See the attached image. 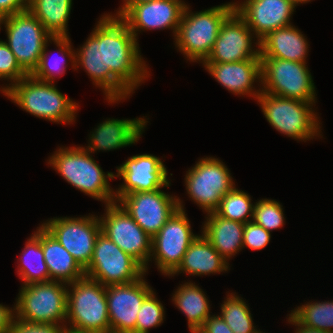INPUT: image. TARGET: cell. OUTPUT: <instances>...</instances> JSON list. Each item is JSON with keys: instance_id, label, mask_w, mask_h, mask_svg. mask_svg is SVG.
Instances as JSON below:
<instances>
[{"instance_id": "1", "label": "cell", "mask_w": 333, "mask_h": 333, "mask_svg": "<svg viewBox=\"0 0 333 333\" xmlns=\"http://www.w3.org/2000/svg\"><path fill=\"white\" fill-rule=\"evenodd\" d=\"M139 43L127 24L104 13L80 48L75 50V69L85 70L108 103L132 96L150 77Z\"/></svg>"}, {"instance_id": "2", "label": "cell", "mask_w": 333, "mask_h": 333, "mask_svg": "<svg viewBox=\"0 0 333 333\" xmlns=\"http://www.w3.org/2000/svg\"><path fill=\"white\" fill-rule=\"evenodd\" d=\"M48 158V166L74 188L105 205L115 202V189L109 183L115 173L104 172L83 146L57 147Z\"/></svg>"}, {"instance_id": "3", "label": "cell", "mask_w": 333, "mask_h": 333, "mask_svg": "<svg viewBox=\"0 0 333 333\" xmlns=\"http://www.w3.org/2000/svg\"><path fill=\"white\" fill-rule=\"evenodd\" d=\"M54 83L27 75L9 87L3 95L37 118L71 125L76 121L79 105L61 93Z\"/></svg>"}, {"instance_id": "4", "label": "cell", "mask_w": 333, "mask_h": 333, "mask_svg": "<svg viewBox=\"0 0 333 333\" xmlns=\"http://www.w3.org/2000/svg\"><path fill=\"white\" fill-rule=\"evenodd\" d=\"M235 11L234 2L192 12L185 6L178 31L174 39L177 50L189 62H203L215 44L220 28Z\"/></svg>"}, {"instance_id": "5", "label": "cell", "mask_w": 333, "mask_h": 333, "mask_svg": "<svg viewBox=\"0 0 333 333\" xmlns=\"http://www.w3.org/2000/svg\"><path fill=\"white\" fill-rule=\"evenodd\" d=\"M65 328L74 333H111L106 286L86 276L67 284Z\"/></svg>"}, {"instance_id": "6", "label": "cell", "mask_w": 333, "mask_h": 333, "mask_svg": "<svg viewBox=\"0 0 333 333\" xmlns=\"http://www.w3.org/2000/svg\"><path fill=\"white\" fill-rule=\"evenodd\" d=\"M256 101L267 122L281 134L302 142L323 138L320 117L314 110L316 103L284 98L263 91Z\"/></svg>"}, {"instance_id": "7", "label": "cell", "mask_w": 333, "mask_h": 333, "mask_svg": "<svg viewBox=\"0 0 333 333\" xmlns=\"http://www.w3.org/2000/svg\"><path fill=\"white\" fill-rule=\"evenodd\" d=\"M13 306L14 316L22 321L65 326L67 284L49 281L22 285Z\"/></svg>"}, {"instance_id": "8", "label": "cell", "mask_w": 333, "mask_h": 333, "mask_svg": "<svg viewBox=\"0 0 333 333\" xmlns=\"http://www.w3.org/2000/svg\"><path fill=\"white\" fill-rule=\"evenodd\" d=\"M261 89L268 94L317 102L316 87L307 63L261 58Z\"/></svg>"}, {"instance_id": "9", "label": "cell", "mask_w": 333, "mask_h": 333, "mask_svg": "<svg viewBox=\"0 0 333 333\" xmlns=\"http://www.w3.org/2000/svg\"><path fill=\"white\" fill-rule=\"evenodd\" d=\"M3 25L7 34L4 42L20 67L31 75L39 65L46 42L52 36L29 10L1 18L0 29Z\"/></svg>"}, {"instance_id": "10", "label": "cell", "mask_w": 333, "mask_h": 333, "mask_svg": "<svg viewBox=\"0 0 333 333\" xmlns=\"http://www.w3.org/2000/svg\"><path fill=\"white\" fill-rule=\"evenodd\" d=\"M186 172V194L207 214L215 212L222 197L235 186L227 166L212 156L198 159Z\"/></svg>"}, {"instance_id": "11", "label": "cell", "mask_w": 333, "mask_h": 333, "mask_svg": "<svg viewBox=\"0 0 333 333\" xmlns=\"http://www.w3.org/2000/svg\"><path fill=\"white\" fill-rule=\"evenodd\" d=\"M198 237L191 228L183 201L178 197V209L152 238L149 262H155L162 275L170 276L180 265L189 245Z\"/></svg>"}, {"instance_id": "12", "label": "cell", "mask_w": 333, "mask_h": 333, "mask_svg": "<svg viewBox=\"0 0 333 333\" xmlns=\"http://www.w3.org/2000/svg\"><path fill=\"white\" fill-rule=\"evenodd\" d=\"M145 274L144 268L102 232L94 246L93 257L85 276L104 286L129 284Z\"/></svg>"}, {"instance_id": "13", "label": "cell", "mask_w": 333, "mask_h": 333, "mask_svg": "<svg viewBox=\"0 0 333 333\" xmlns=\"http://www.w3.org/2000/svg\"><path fill=\"white\" fill-rule=\"evenodd\" d=\"M104 211V214L99 216L101 232L134 258L147 273L152 252V238L118 202L105 205Z\"/></svg>"}, {"instance_id": "14", "label": "cell", "mask_w": 333, "mask_h": 333, "mask_svg": "<svg viewBox=\"0 0 333 333\" xmlns=\"http://www.w3.org/2000/svg\"><path fill=\"white\" fill-rule=\"evenodd\" d=\"M85 269L92 260L95 241L101 232L99 217H53L41 224Z\"/></svg>"}, {"instance_id": "15", "label": "cell", "mask_w": 333, "mask_h": 333, "mask_svg": "<svg viewBox=\"0 0 333 333\" xmlns=\"http://www.w3.org/2000/svg\"><path fill=\"white\" fill-rule=\"evenodd\" d=\"M259 56V39L234 11L222 24L210 54L202 63L238 62L257 59Z\"/></svg>"}, {"instance_id": "16", "label": "cell", "mask_w": 333, "mask_h": 333, "mask_svg": "<svg viewBox=\"0 0 333 333\" xmlns=\"http://www.w3.org/2000/svg\"><path fill=\"white\" fill-rule=\"evenodd\" d=\"M116 169L114 177H120L123 182L115 190V202L130 193L155 191L171 185L163 161L153 154L133 155Z\"/></svg>"}, {"instance_id": "17", "label": "cell", "mask_w": 333, "mask_h": 333, "mask_svg": "<svg viewBox=\"0 0 333 333\" xmlns=\"http://www.w3.org/2000/svg\"><path fill=\"white\" fill-rule=\"evenodd\" d=\"M117 202L151 238L178 209V197L164 192L162 188L130 193Z\"/></svg>"}, {"instance_id": "18", "label": "cell", "mask_w": 333, "mask_h": 333, "mask_svg": "<svg viewBox=\"0 0 333 333\" xmlns=\"http://www.w3.org/2000/svg\"><path fill=\"white\" fill-rule=\"evenodd\" d=\"M146 273L129 284L106 286L111 333H136V319L144 299L153 291Z\"/></svg>"}, {"instance_id": "19", "label": "cell", "mask_w": 333, "mask_h": 333, "mask_svg": "<svg viewBox=\"0 0 333 333\" xmlns=\"http://www.w3.org/2000/svg\"><path fill=\"white\" fill-rule=\"evenodd\" d=\"M243 1L234 2L235 12L247 23L259 41L269 32L291 25L292 14L298 6L293 0Z\"/></svg>"}, {"instance_id": "20", "label": "cell", "mask_w": 333, "mask_h": 333, "mask_svg": "<svg viewBox=\"0 0 333 333\" xmlns=\"http://www.w3.org/2000/svg\"><path fill=\"white\" fill-rule=\"evenodd\" d=\"M185 5L178 0H153L133 6L121 19L138 41V32L171 29L175 38Z\"/></svg>"}, {"instance_id": "21", "label": "cell", "mask_w": 333, "mask_h": 333, "mask_svg": "<svg viewBox=\"0 0 333 333\" xmlns=\"http://www.w3.org/2000/svg\"><path fill=\"white\" fill-rule=\"evenodd\" d=\"M205 70L234 95L257 99L262 92L261 57L228 63H201ZM258 82L259 89H255Z\"/></svg>"}, {"instance_id": "22", "label": "cell", "mask_w": 333, "mask_h": 333, "mask_svg": "<svg viewBox=\"0 0 333 333\" xmlns=\"http://www.w3.org/2000/svg\"><path fill=\"white\" fill-rule=\"evenodd\" d=\"M148 118H108L99 123L89 134L88 145L83 147L91 154L97 151H113L136 144L147 126Z\"/></svg>"}, {"instance_id": "23", "label": "cell", "mask_w": 333, "mask_h": 333, "mask_svg": "<svg viewBox=\"0 0 333 333\" xmlns=\"http://www.w3.org/2000/svg\"><path fill=\"white\" fill-rule=\"evenodd\" d=\"M309 46L307 37L291 24L269 32L260 40V57L307 63Z\"/></svg>"}, {"instance_id": "24", "label": "cell", "mask_w": 333, "mask_h": 333, "mask_svg": "<svg viewBox=\"0 0 333 333\" xmlns=\"http://www.w3.org/2000/svg\"><path fill=\"white\" fill-rule=\"evenodd\" d=\"M227 262L201 234L189 245L178 268L169 276L174 277L181 273L190 276L220 274L230 270Z\"/></svg>"}, {"instance_id": "25", "label": "cell", "mask_w": 333, "mask_h": 333, "mask_svg": "<svg viewBox=\"0 0 333 333\" xmlns=\"http://www.w3.org/2000/svg\"><path fill=\"white\" fill-rule=\"evenodd\" d=\"M205 218L202 235L229 262L243 249L244 223L223 218L216 212L206 214Z\"/></svg>"}, {"instance_id": "26", "label": "cell", "mask_w": 333, "mask_h": 333, "mask_svg": "<svg viewBox=\"0 0 333 333\" xmlns=\"http://www.w3.org/2000/svg\"><path fill=\"white\" fill-rule=\"evenodd\" d=\"M41 245L50 281L71 284L85 276V269L42 225Z\"/></svg>"}, {"instance_id": "27", "label": "cell", "mask_w": 333, "mask_h": 333, "mask_svg": "<svg viewBox=\"0 0 333 333\" xmlns=\"http://www.w3.org/2000/svg\"><path fill=\"white\" fill-rule=\"evenodd\" d=\"M171 300L185 314L190 333L197 332L212 314L208 297L195 282H182L172 294Z\"/></svg>"}, {"instance_id": "28", "label": "cell", "mask_w": 333, "mask_h": 333, "mask_svg": "<svg viewBox=\"0 0 333 333\" xmlns=\"http://www.w3.org/2000/svg\"><path fill=\"white\" fill-rule=\"evenodd\" d=\"M20 258L17 259V275L23 281L22 285L50 281V274L44 260L41 245V224L36 231L27 238Z\"/></svg>"}, {"instance_id": "29", "label": "cell", "mask_w": 333, "mask_h": 333, "mask_svg": "<svg viewBox=\"0 0 333 333\" xmlns=\"http://www.w3.org/2000/svg\"><path fill=\"white\" fill-rule=\"evenodd\" d=\"M52 42L58 47L56 51L59 53V57L50 58L48 52L49 43ZM68 60L71 62L72 69L75 71V49L72 48L71 39L69 36H52L45 44L43 53L40 58L38 67L31 74L34 78L44 82H56L54 81L56 75L62 76L66 72L68 66Z\"/></svg>"}, {"instance_id": "30", "label": "cell", "mask_w": 333, "mask_h": 333, "mask_svg": "<svg viewBox=\"0 0 333 333\" xmlns=\"http://www.w3.org/2000/svg\"><path fill=\"white\" fill-rule=\"evenodd\" d=\"M73 0H30L28 10L51 36H69L68 20Z\"/></svg>"}, {"instance_id": "31", "label": "cell", "mask_w": 333, "mask_h": 333, "mask_svg": "<svg viewBox=\"0 0 333 333\" xmlns=\"http://www.w3.org/2000/svg\"><path fill=\"white\" fill-rule=\"evenodd\" d=\"M229 292L220 306V316L234 333H259L253 317L243 297ZM256 327V328H255Z\"/></svg>"}, {"instance_id": "32", "label": "cell", "mask_w": 333, "mask_h": 333, "mask_svg": "<svg viewBox=\"0 0 333 333\" xmlns=\"http://www.w3.org/2000/svg\"><path fill=\"white\" fill-rule=\"evenodd\" d=\"M290 314L306 327L333 332V300L307 302Z\"/></svg>"}, {"instance_id": "33", "label": "cell", "mask_w": 333, "mask_h": 333, "mask_svg": "<svg viewBox=\"0 0 333 333\" xmlns=\"http://www.w3.org/2000/svg\"><path fill=\"white\" fill-rule=\"evenodd\" d=\"M252 201L248 193L236 188L235 185L222 197L215 212L223 218L245 224L253 219L255 203H251Z\"/></svg>"}, {"instance_id": "34", "label": "cell", "mask_w": 333, "mask_h": 333, "mask_svg": "<svg viewBox=\"0 0 333 333\" xmlns=\"http://www.w3.org/2000/svg\"><path fill=\"white\" fill-rule=\"evenodd\" d=\"M283 205L279 201L262 198L255 202L252 221L272 232L285 225Z\"/></svg>"}, {"instance_id": "35", "label": "cell", "mask_w": 333, "mask_h": 333, "mask_svg": "<svg viewBox=\"0 0 333 333\" xmlns=\"http://www.w3.org/2000/svg\"><path fill=\"white\" fill-rule=\"evenodd\" d=\"M156 295L153 290L142 302L136 319V333H149L151 328L164 322L165 308Z\"/></svg>"}, {"instance_id": "36", "label": "cell", "mask_w": 333, "mask_h": 333, "mask_svg": "<svg viewBox=\"0 0 333 333\" xmlns=\"http://www.w3.org/2000/svg\"><path fill=\"white\" fill-rule=\"evenodd\" d=\"M28 74L20 67L16 61L15 55L8 45L0 39V80H7L10 83L1 86L2 94L12 85L19 82Z\"/></svg>"}, {"instance_id": "37", "label": "cell", "mask_w": 333, "mask_h": 333, "mask_svg": "<svg viewBox=\"0 0 333 333\" xmlns=\"http://www.w3.org/2000/svg\"><path fill=\"white\" fill-rule=\"evenodd\" d=\"M271 240V232L266 231L262 226L253 221L246 222L243 230V249L250 250L264 249Z\"/></svg>"}, {"instance_id": "38", "label": "cell", "mask_w": 333, "mask_h": 333, "mask_svg": "<svg viewBox=\"0 0 333 333\" xmlns=\"http://www.w3.org/2000/svg\"><path fill=\"white\" fill-rule=\"evenodd\" d=\"M65 330L64 325L29 323L14 316L11 320L8 333H63Z\"/></svg>"}, {"instance_id": "39", "label": "cell", "mask_w": 333, "mask_h": 333, "mask_svg": "<svg viewBox=\"0 0 333 333\" xmlns=\"http://www.w3.org/2000/svg\"><path fill=\"white\" fill-rule=\"evenodd\" d=\"M199 333H234L220 315H210L203 326L198 330Z\"/></svg>"}, {"instance_id": "40", "label": "cell", "mask_w": 333, "mask_h": 333, "mask_svg": "<svg viewBox=\"0 0 333 333\" xmlns=\"http://www.w3.org/2000/svg\"><path fill=\"white\" fill-rule=\"evenodd\" d=\"M30 0H0V19L28 10Z\"/></svg>"}, {"instance_id": "41", "label": "cell", "mask_w": 333, "mask_h": 333, "mask_svg": "<svg viewBox=\"0 0 333 333\" xmlns=\"http://www.w3.org/2000/svg\"><path fill=\"white\" fill-rule=\"evenodd\" d=\"M14 317V307L0 304V333H8L12 318Z\"/></svg>"}, {"instance_id": "42", "label": "cell", "mask_w": 333, "mask_h": 333, "mask_svg": "<svg viewBox=\"0 0 333 333\" xmlns=\"http://www.w3.org/2000/svg\"><path fill=\"white\" fill-rule=\"evenodd\" d=\"M123 1V5L121 4V6L117 9V12L115 14H109L111 16L114 17H118V18H122L133 6L135 5H139L142 3H147L153 0H122Z\"/></svg>"}, {"instance_id": "43", "label": "cell", "mask_w": 333, "mask_h": 333, "mask_svg": "<svg viewBox=\"0 0 333 333\" xmlns=\"http://www.w3.org/2000/svg\"><path fill=\"white\" fill-rule=\"evenodd\" d=\"M287 316H289V317H287L286 321L289 324H292V326L294 325L296 327L295 333H333V332H328L325 330H319V329H313L310 327H306V326L302 325L301 323H299L290 313Z\"/></svg>"}, {"instance_id": "44", "label": "cell", "mask_w": 333, "mask_h": 333, "mask_svg": "<svg viewBox=\"0 0 333 333\" xmlns=\"http://www.w3.org/2000/svg\"><path fill=\"white\" fill-rule=\"evenodd\" d=\"M297 5L311 2V0H293Z\"/></svg>"}, {"instance_id": "45", "label": "cell", "mask_w": 333, "mask_h": 333, "mask_svg": "<svg viewBox=\"0 0 333 333\" xmlns=\"http://www.w3.org/2000/svg\"><path fill=\"white\" fill-rule=\"evenodd\" d=\"M179 2H182L185 6H187L188 4H186L185 2H184V0H178Z\"/></svg>"}, {"instance_id": "46", "label": "cell", "mask_w": 333, "mask_h": 333, "mask_svg": "<svg viewBox=\"0 0 333 333\" xmlns=\"http://www.w3.org/2000/svg\"><path fill=\"white\" fill-rule=\"evenodd\" d=\"M63 333H74V332H70V331L65 330Z\"/></svg>"}]
</instances>
